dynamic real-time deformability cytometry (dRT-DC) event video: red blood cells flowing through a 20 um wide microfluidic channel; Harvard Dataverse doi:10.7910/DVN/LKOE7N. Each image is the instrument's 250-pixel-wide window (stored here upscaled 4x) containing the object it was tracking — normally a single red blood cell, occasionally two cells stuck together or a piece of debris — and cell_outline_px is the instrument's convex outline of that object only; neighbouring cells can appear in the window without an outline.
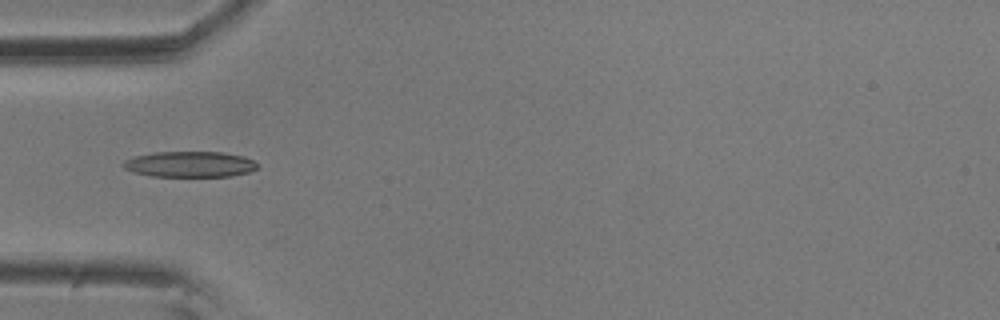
{"species": "common noctule bat (a hibernating species)", "species_latin": "Nyctalus noctula", "temperature_condition": "room temperature", "stored_images_in_passage": 11, "camera_frame_rate_fps": 3000, "um_per_image_px": 0.085, "animal": {"sex": "male", "body_mass_g": 20.5, "forearm_length_mm": 52.5}, "frame": {"image": 1, "passage_image": 5, "time_ms": 1.333, "image_size_px": [1000, 320], "cell_outline_px": [[260, 164], [256, 168], [248, 172], [228, 176], [152, 176], [132, 172], [124, 168], [120, 164], [124, 160], [132, 156], [152, 152], [220, 152], [244, 156]], "centroid_in_image_um": [16.07, 13.95], "position_along_channel_um": 68.9, "area_um2": 20.23}}
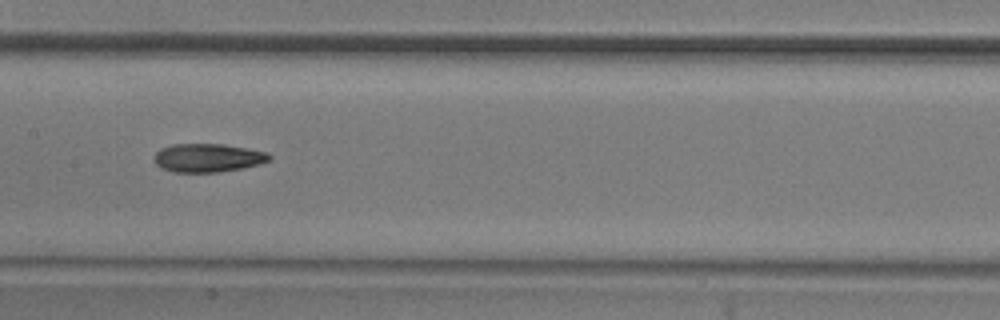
{"frame": {"image": 2, "passage_image": 8, "time_ms": 2.333, "image_size_px": [1000, 320], "cell_outline_px": [[272, 156], [268, 160], [260, 164], [244, 168], [216, 172], [172, 172], [156, 164], [156, 152], [160, 148], [172, 144], [224, 144], [268, 152]], "centroid_in_image_um": [17.7, 13.41], "position_along_channel_um": 189.7, "area_um2": 19.02}}
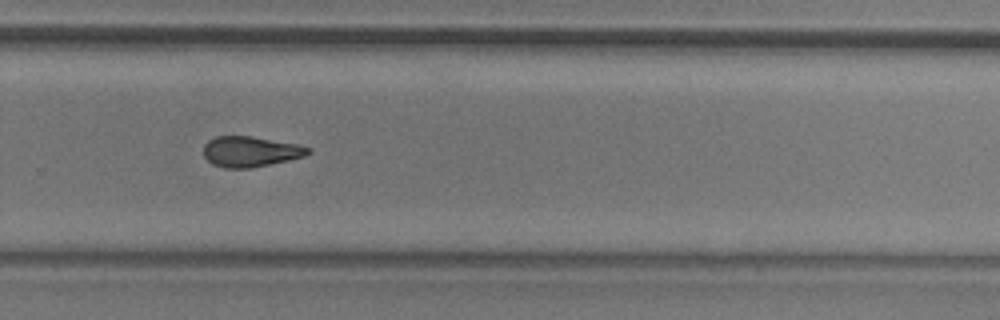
{"frame": {"image": 3, "passage_image": 11, "time_ms": 3.333, "image_size_px": [1000, 320], "cell_outline_px": [[312, 152], [304, 156], [288, 160], [252, 168], [224, 168], [212, 164], [204, 156], [204, 144], [208, 140], [216, 136], [252, 136], [296, 144], [308, 148]], "centroid_in_image_um": [21.25, 12.88], "position_along_channel_um": 308.5, "area_um2": 18.5}}